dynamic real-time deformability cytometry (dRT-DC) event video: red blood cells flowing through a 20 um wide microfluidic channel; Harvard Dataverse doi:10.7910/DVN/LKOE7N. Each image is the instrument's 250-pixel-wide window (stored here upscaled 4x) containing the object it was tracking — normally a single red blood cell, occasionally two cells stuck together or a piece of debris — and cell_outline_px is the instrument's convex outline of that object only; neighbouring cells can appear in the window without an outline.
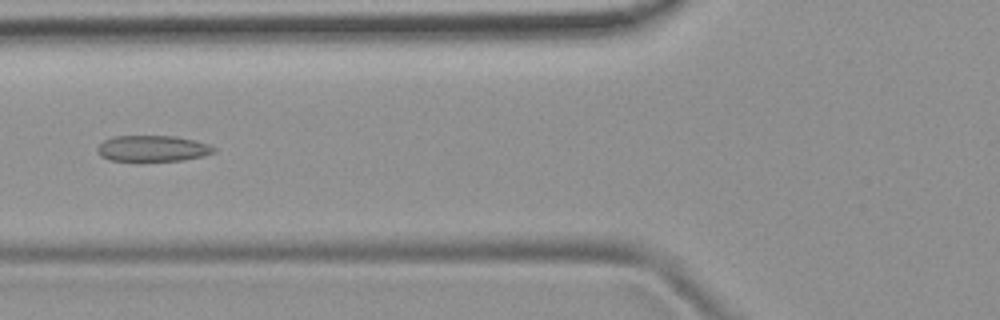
{"species": "common noctule bat (a hibernating species)", "species_latin": "Nyctalus noctula", "temperature_condition": "room temperature", "stored_images_in_passage": 50, "camera_frame_rate_fps": 3000, "um_per_image_px": 0.085, "animal": {"sex": "female", "body_mass_g": 19.9}, "frame": {"image": 1, "passage_image": 19, "time_ms": 6.0, "image_size_px": [1000, 320], "cell_outline_px": [[216, 152], [184, 160], [108, 160], [100, 156], [96, 148], [104, 140], [112, 136], [176, 136], [208, 144], [216, 148]], "centroid_in_image_um": [12.94, 12.61], "position_along_channel_um": 112.9, "area_um2": 17.46}}
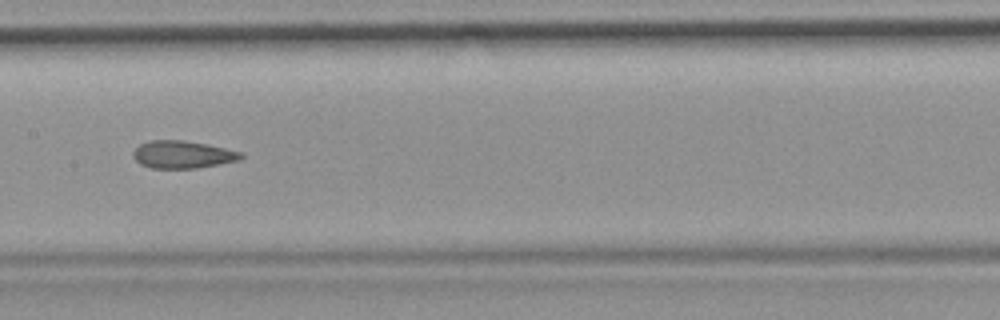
{"frame": {"image": 2, "passage_image": 25, "time_ms": 8.0, "image_size_px": [1000, 320], "cell_outline_px": [[244, 156], [240, 160], [196, 168], [152, 168], [140, 164], [132, 156], [132, 152], [140, 144], [148, 140], [184, 140], [208, 144], [244, 152]], "centroid_in_image_um": [15.54, 13.12], "position_along_channel_um": 191.9, "area_um2": 17.46}}
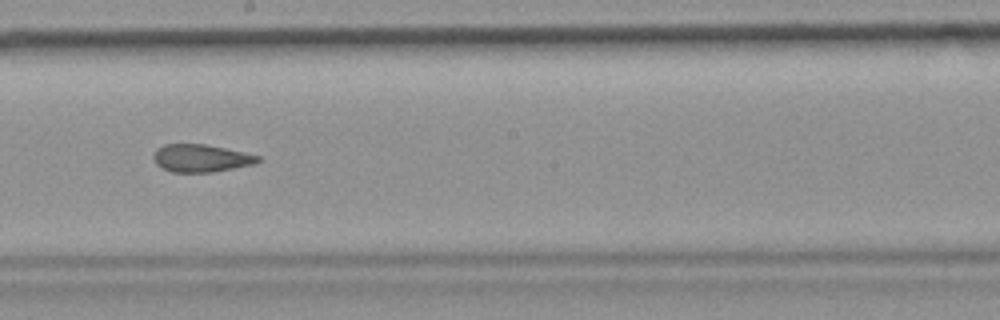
{"frame": {"image": 3, "passage_image": 28, "time_ms": 9.0, "image_size_px": [1000, 320], "cell_outline_px": [[260, 160], [252, 164], [212, 172], [172, 172], [156, 164], [152, 156], [156, 148], [164, 144], [204, 144], [244, 152], [260, 156]], "centroid_in_image_um": [17.04, 13.43], "position_along_channel_um": 231.2, "area_um2": 16.65}, "authors_computed_cell_mechanics": {"area_um2": 18.2359, "velocity_mm_per_s": 3.9468, "shape_relaxation_time_tau1_ms": null, "shape_relaxation_time_tau2_ms": 2.1, "deformation_change_tau1": null, "deformation_change_tau2": 0.1106}}